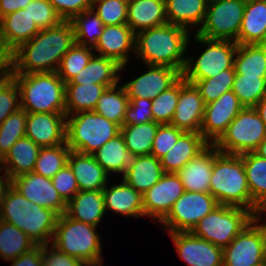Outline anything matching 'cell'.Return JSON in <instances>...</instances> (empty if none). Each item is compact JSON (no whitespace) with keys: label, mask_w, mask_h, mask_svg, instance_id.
Wrapping results in <instances>:
<instances>
[{"label":"cell","mask_w":266,"mask_h":266,"mask_svg":"<svg viewBox=\"0 0 266 266\" xmlns=\"http://www.w3.org/2000/svg\"><path fill=\"white\" fill-rule=\"evenodd\" d=\"M75 43L70 20H63L52 28L41 29L31 40L13 51L10 74L57 72L62 57Z\"/></svg>","instance_id":"obj_1"},{"label":"cell","mask_w":266,"mask_h":266,"mask_svg":"<svg viewBox=\"0 0 266 266\" xmlns=\"http://www.w3.org/2000/svg\"><path fill=\"white\" fill-rule=\"evenodd\" d=\"M189 41V30L166 23L136 33L135 54L146 65L168 66L183 73Z\"/></svg>","instance_id":"obj_2"},{"label":"cell","mask_w":266,"mask_h":266,"mask_svg":"<svg viewBox=\"0 0 266 266\" xmlns=\"http://www.w3.org/2000/svg\"><path fill=\"white\" fill-rule=\"evenodd\" d=\"M59 214L23 197L12 186L0 206V220L23 231L36 245H47L53 239Z\"/></svg>","instance_id":"obj_3"},{"label":"cell","mask_w":266,"mask_h":266,"mask_svg":"<svg viewBox=\"0 0 266 266\" xmlns=\"http://www.w3.org/2000/svg\"><path fill=\"white\" fill-rule=\"evenodd\" d=\"M20 92V108L27 113L65 115V85L57 72L10 74Z\"/></svg>","instance_id":"obj_4"},{"label":"cell","mask_w":266,"mask_h":266,"mask_svg":"<svg viewBox=\"0 0 266 266\" xmlns=\"http://www.w3.org/2000/svg\"><path fill=\"white\" fill-rule=\"evenodd\" d=\"M209 193L218 204L252 212V199L240 155L220 152L214 159Z\"/></svg>","instance_id":"obj_5"},{"label":"cell","mask_w":266,"mask_h":266,"mask_svg":"<svg viewBox=\"0 0 266 266\" xmlns=\"http://www.w3.org/2000/svg\"><path fill=\"white\" fill-rule=\"evenodd\" d=\"M120 126L94 111L66 116V143L71 151L93 154L120 133Z\"/></svg>","instance_id":"obj_6"},{"label":"cell","mask_w":266,"mask_h":266,"mask_svg":"<svg viewBox=\"0 0 266 266\" xmlns=\"http://www.w3.org/2000/svg\"><path fill=\"white\" fill-rule=\"evenodd\" d=\"M97 227L76 221L65 213L59 215L52 245L78 260L90 262L102 258L101 238Z\"/></svg>","instance_id":"obj_7"},{"label":"cell","mask_w":266,"mask_h":266,"mask_svg":"<svg viewBox=\"0 0 266 266\" xmlns=\"http://www.w3.org/2000/svg\"><path fill=\"white\" fill-rule=\"evenodd\" d=\"M255 217L248 209L219 204L202 218L191 232L223 249Z\"/></svg>","instance_id":"obj_8"},{"label":"cell","mask_w":266,"mask_h":266,"mask_svg":"<svg viewBox=\"0 0 266 266\" xmlns=\"http://www.w3.org/2000/svg\"><path fill=\"white\" fill-rule=\"evenodd\" d=\"M266 137V126L254 107H244L213 144L220 152L240 155L254 152Z\"/></svg>","instance_id":"obj_9"},{"label":"cell","mask_w":266,"mask_h":266,"mask_svg":"<svg viewBox=\"0 0 266 266\" xmlns=\"http://www.w3.org/2000/svg\"><path fill=\"white\" fill-rule=\"evenodd\" d=\"M196 43L207 46L195 60L187 57L182 73L185 80H203L218 75L221 71L234 68L237 43L229 40H213L194 33ZM194 61V62H193Z\"/></svg>","instance_id":"obj_10"},{"label":"cell","mask_w":266,"mask_h":266,"mask_svg":"<svg viewBox=\"0 0 266 266\" xmlns=\"http://www.w3.org/2000/svg\"><path fill=\"white\" fill-rule=\"evenodd\" d=\"M255 217L225 248L223 266H266V222Z\"/></svg>","instance_id":"obj_11"},{"label":"cell","mask_w":266,"mask_h":266,"mask_svg":"<svg viewBox=\"0 0 266 266\" xmlns=\"http://www.w3.org/2000/svg\"><path fill=\"white\" fill-rule=\"evenodd\" d=\"M245 3V0H209L204 22L195 33L207 39L236 42Z\"/></svg>","instance_id":"obj_12"},{"label":"cell","mask_w":266,"mask_h":266,"mask_svg":"<svg viewBox=\"0 0 266 266\" xmlns=\"http://www.w3.org/2000/svg\"><path fill=\"white\" fill-rule=\"evenodd\" d=\"M209 192L185 191L160 222L168 233L191 232L196 224L218 206Z\"/></svg>","instance_id":"obj_13"},{"label":"cell","mask_w":266,"mask_h":266,"mask_svg":"<svg viewBox=\"0 0 266 266\" xmlns=\"http://www.w3.org/2000/svg\"><path fill=\"white\" fill-rule=\"evenodd\" d=\"M243 108L233 91L223 93L217 100L205 104L200 129L203 138L209 144H214Z\"/></svg>","instance_id":"obj_14"},{"label":"cell","mask_w":266,"mask_h":266,"mask_svg":"<svg viewBox=\"0 0 266 266\" xmlns=\"http://www.w3.org/2000/svg\"><path fill=\"white\" fill-rule=\"evenodd\" d=\"M184 192L177 173H164L156 184L142 194L144 216L161 222Z\"/></svg>","instance_id":"obj_15"},{"label":"cell","mask_w":266,"mask_h":266,"mask_svg":"<svg viewBox=\"0 0 266 266\" xmlns=\"http://www.w3.org/2000/svg\"><path fill=\"white\" fill-rule=\"evenodd\" d=\"M11 186L27 200L43 208L52 209L59 215L66 211V202L49 178L35 172L26 173L11 179Z\"/></svg>","instance_id":"obj_16"},{"label":"cell","mask_w":266,"mask_h":266,"mask_svg":"<svg viewBox=\"0 0 266 266\" xmlns=\"http://www.w3.org/2000/svg\"><path fill=\"white\" fill-rule=\"evenodd\" d=\"M177 255L187 266H223V249L192 232L169 233Z\"/></svg>","instance_id":"obj_17"},{"label":"cell","mask_w":266,"mask_h":266,"mask_svg":"<svg viewBox=\"0 0 266 266\" xmlns=\"http://www.w3.org/2000/svg\"><path fill=\"white\" fill-rule=\"evenodd\" d=\"M146 66L148 70L144 74L123 84L128 98L153 100L182 77L179 70L168 66Z\"/></svg>","instance_id":"obj_18"},{"label":"cell","mask_w":266,"mask_h":266,"mask_svg":"<svg viewBox=\"0 0 266 266\" xmlns=\"http://www.w3.org/2000/svg\"><path fill=\"white\" fill-rule=\"evenodd\" d=\"M26 137L40 148L66 143V115L62 113H27Z\"/></svg>","instance_id":"obj_19"},{"label":"cell","mask_w":266,"mask_h":266,"mask_svg":"<svg viewBox=\"0 0 266 266\" xmlns=\"http://www.w3.org/2000/svg\"><path fill=\"white\" fill-rule=\"evenodd\" d=\"M205 103L194 84L180 78V92L171 125L185 132L200 133Z\"/></svg>","instance_id":"obj_20"},{"label":"cell","mask_w":266,"mask_h":266,"mask_svg":"<svg viewBox=\"0 0 266 266\" xmlns=\"http://www.w3.org/2000/svg\"><path fill=\"white\" fill-rule=\"evenodd\" d=\"M93 50L98 56L117 61L124 70L130 53L135 54V33L127 24L104 26Z\"/></svg>","instance_id":"obj_21"},{"label":"cell","mask_w":266,"mask_h":266,"mask_svg":"<svg viewBox=\"0 0 266 266\" xmlns=\"http://www.w3.org/2000/svg\"><path fill=\"white\" fill-rule=\"evenodd\" d=\"M219 153L213 144H209L177 172L185 191L209 192L213 162Z\"/></svg>","instance_id":"obj_22"},{"label":"cell","mask_w":266,"mask_h":266,"mask_svg":"<svg viewBox=\"0 0 266 266\" xmlns=\"http://www.w3.org/2000/svg\"><path fill=\"white\" fill-rule=\"evenodd\" d=\"M104 207L115 214H122L127 217H144L142 194L131 187L125 180L119 184L108 186L102 190ZM109 209V210H108Z\"/></svg>","instance_id":"obj_23"},{"label":"cell","mask_w":266,"mask_h":266,"mask_svg":"<svg viewBox=\"0 0 266 266\" xmlns=\"http://www.w3.org/2000/svg\"><path fill=\"white\" fill-rule=\"evenodd\" d=\"M79 191L103 190L108 184V173L96 161L93 154L71 151L68 157Z\"/></svg>","instance_id":"obj_24"},{"label":"cell","mask_w":266,"mask_h":266,"mask_svg":"<svg viewBox=\"0 0 266 266\" xmlns=\"http://www.w3.org/2000/svg\"><path fill=\"white\" fill-rule=\"evenodd\" d=\"M208 145L201 133L184 132L175 145L160 158L164 173H177Z\"/></svg>","instance_id":"obj_25"},{"label":"cell","mask_w":266,"mask_h":266,"mask_svg":"<svg viewBox=\"0 0 266 266\" xmlns=\"http://www.w3.org/2000/svg\"><path fill=\"white\" fill-rule=\"evenodd\" d=\"M65 214L76 221L97 227L105 214L102 190L79 191L66 203Z\"/></svg>","instance_id":"obj_26"},{"label":"cell","mask_w":266,"mask_h":266,"mask_svg":"<svg viewBox=\"0 0 266 266\" xmlns=\"http://www.w3.org/2000/svg\"><path fill=\"white\" fill-rule=\"evenodd\" d=\"M166 23L165 0H133L128 4L127 25L135 34Z\"/></svg>","instance_id":"obj_27"},{"label":"cell","mask_w":266,"mask_h":266,"mask_svg":"<svg viewBox=\"0 0 266 266\" xmlns=\"http://www.w3.org/2000/svg\"><path fill=\"white\" fill-rule=\"evenodd\" d=\"M252 199V213L258 217L266 206V159L255 152L240 154Z\"/></svg>","instance_id":"obj_28"},{"label":"cell","mask_w":266,"mask_h":266,"mask_svg":"<svg viewBox=\"0 0 266 266\" xmlns=\"http://www.w3.org/2000/svg\"><path fill=\"white\" fill-rule=\"evenodd\" d=\"M122 66L115 60L94 54L88 64L66 84H100L111 87L119 83Z\"/></svg>","instance_id":"obj_29"},{"label":"cell","mask_w":266,"mask_h":266,"mask_svg":"<svg viewBox=\"0 0 266 266\" xmlns=\"http://www.w3.org/2000/svg\"><path fill=\"white\" fill-rule=\"evenodd\" d=\"M163 174L160 159L151 154L135 156L128 165L123 180L136 191L144 194L160 180Z\"/></svg>","instance_id":"obj_30"},{"label":"cell","mask_w":266,"mask_h":266,"mask_svg":"<svg viewBox=\"0 0 266 266\" xmlns=\"http://www.w3.org/2000/svg\"><path fill=\"white\" fill-rule=\"evenodd\" d=\"M237 44H266V0L246 1Z\"/></svg>","instance_id":"obj_31"},{"label":"cell","mask_w":266,"mask_h":266,"mask_svg":"<svg viewBox=\"0 0 266 266\" xmlns=\"http://www.w3.org/2000/svg\"><path fill=\"white\" fill-rule=\"evenodd\" d=\"M209 0H165L168 23L199 30L204 22ZM191 25V26H190Z\"/></svg>","instance_id":"obj_32"},{"label":"cell","mask_w":266,"mask_h":266,"mask_svg":"<svg viewBox=\"0 0 266 266\" xmlns=\"http://www.w3.org/2000/svg\"><path fill=\"white\" fill-rule=\"evenodd\" d=\"M41 148L30 138L18 139L3 158V169L11 179L34 171Z\"/></svg>","instance_id":"obj_33"},{"label":"cell","mask_w":266,"mask_h":266,"mask_svg":"<svg viewBox=\"0 0 266 266\" xmlns=\"http://www.w3.org/2000/svg\"><path fill=\"white\" fill-rule=\"evenodd\" d=\"M0 25L5 42L12 51L31 40L40 31L27 9H20L2 17Z\"/></svg>","instance_id":"obj_34"},{"label":"cell","mask_w":266,"mask_h":266,"mask_svg":"<svg viewBox=\"0 0 266 266\" xmlns=\"http://www.w3.org/2000/svg\"><path fill=\"white\" fill-rule=\"evenodd\" d=\"M93 156L108 174L111 172V175L113 172L124 175L134 157L127 149L121 133L95 151Z\"/></svg>","instance_id":"obj_35"},{"label":"cell","mask_w":266,"mask_h":266,"mask_svg":"<svg viewBox=\"0 0 266 266\" xmlns=\"http://www.w3.org/2000/svg\"><path fill=\"white\" fill-rule=\"evenodd\" d=\"M107 87L100 84H66L65 115L94 111L97 102Z\"/></svg>","instance_id":"obj_36"},{"label":"cell","mask_w":266,"mask_h":266,"mask_svg":"<svg viewBox=\"0 0 266 266\" xmlns=\"http://www.w3.org/2000/svg\"><path fill=\"white\" fill-rule=\"evenodd\" d=\"M234 68L239 75L266 77V44H238Z\"/></svg>","instance_id":"obj_37"},{"label":"cell","mask_w":266,"mask_h":266,"mask_svg":"<svg viewBox=\"0 0 266 266\" xmlns=\"http://www.w3.org/2000/svg\"><path fill=\"white\" fill-rule=\"evenodd\" d=\"M118 85L107 87L103 91L94 112L122 127L125 110L129 106L130 99L127 96L124 86L117 87Z\"/></svg>","instance_id":"obj_38"},{"label":"cell","mask_w":266,"mask_h":266,"mask_svg":"<svg viewBox=\"0 0 266 266\" xmlns=\"http://www.w3.org/2000/svg\"><path fill=\"white\" fill-rule=\"evenodd\" d=\"M159 123L154 121L135 125H123L120 133L127 149L135 156L150 155Z\"/></svg>","instance_id":"obj_39"},{"label":"cell","mask_w":266,"mask_h":266,"mask_svg":"<svg viewBox=\"0 0 266 266\" xmlns=\"http://www.w3.org/2000/svg\"><path fill=\"white\" fill-rule=\"evenodd\" d=\"M36 244L19 228L0 220V258L11 261L30 251Z\"/></svg>","instance_id":"obj_40"},{"label":"cell","mask_w":266,"mask_h":266,"mask_svg":"<svg viewBox=\"0 0 266 266\" xmlns=\"http://www.w3.org/2000/svg\"><path fill=\"white\" fill-rule=\"evenodd\" d=\"M70 21L73 25L76 44L93 48L104 30L102 20L93 9L75 15Z\"/></svg>","instance_id":"obj_41"},{"label":"cell","mask_w":266,"mask_h":266,"mask_svg":"<svg viewBox=\"0 0 266 266\" xmlns=\"http://www.w3.org/2000/svg\"><path fill=\"white\" fill-rule=\"evenodd\" d=\"M235 75V68H230L212 78L185 81L194 84L204 103L208 104L217 100L223 93L232 91Z\"/></svg>","instance_id":"obj_42"},{"label":"cell","mask_w":266,"mask_h":266,"mask_svg":"<svg viewBox=\"0 0 266 266\" xmlns=\"http://www.w3.org/2000/svg\"><path fill=\"white\" fill-rule=\"evenodd\" d=\"M70 152L71 149L67 143L41 148L33 172L51 179L60 169L68 164Z\"/></svg>","instance_id":"obj_43"},{"label":"cell","mask_w":266,"mask_h":266,"mask_svg":"<svg viewBox=\"0 0 266 266\" xmlns=\"http://www.w3.org/2000/svg\"><path fill=\"white\" fill-rule=\"evenodd\" d=\"M232 91L244 107H255L266 94V77L236 74Z\"/></svg>","instance_id":"obj_44"},{"label":"cell","mask_w":266,"mask_h":266,"mask_svg":"<svg viewBox=\"0 0 266 266\" xmlns=\"http://www.w3.org/2000/svg\"><path fill=\"white\" fill-rule=\"evenodd\" d=\"M27 112L19 108L0 125V155L4 158L12 145L26 135Z\"/></svg>","instance_id":"obj_45"},{"label":"cell","mask_w":266,"mask_h":266,"mask_svg":"<svg viewBox=\"0 0 266 266\" xmlns=\"http://www.w3.org/2000/svg\"><path fill=\"white\" fill-rule=\"evenodd\" d=\"M94 54L92 47L75 43L62 57L57 74L65 83L69 82L88 64Z\"/></svg>","instance_id":"obj_46"},{"label":"cell","mask_w":266,"mask_h":266,"mask_svg":"<svg viewBox=\"0 0 266 266\" xmlns=\"http://www.w3.org/2000/svg\"><path fill=\"white\" fill-rule=\"evenodd\" d=\"M179 92L180 79L152 100L151 110L154 122L159 124L171 123L178 104Z\"/></svg>","instance_id":"obj_47"},{"label":"cell","mask_w":266,"mask_h":266,"mask_svg":"<svg viewBox=\"0 0 266 266\" xmlns=\"http://www.w3.org/2000/svg\"><path fill=\"white\" fill-rule=\"evenodd\" d=\"M92 9L104 26L127 24L128 4L123 1L93 0Z\"/></svg>","instance_id":"obj_48"},{"label":"cell","mask_w":266,"mask_h":266,"mask_svg":"<svg viewBox=\"0 0 266 266\" xmlns=\"http://www.w3.org/2000/svg\"><path fill=\"white\" fill-rule=\"evenodd\" d=\"M20 108V92L15 79L10 75L0 76V125Z\"/></svg>","instance_id":"obj_49"},{"label":"cell","mask_w":266,"mask_h":266,"mask_svg":"<svg viewBox=\"0 0 266 266\" xmlns=\"http://www.w3.org/2000/svg\"><path fill=\"white\" fill-rule=\"evenodd\" d=\"M25 9L40 30L55 27L63 21L49 0H32Z\"/></svg>","instance_id":"obj_50"},{"label":"cell","mask_w":266,"mask_h":266,"mask_svg":"<svg viewBox=\"0 0 266 266\" xmlns=\"http://www.w3.org/2000/svg\"><path fill=\"white\" fill-rule=\"evenodd\" d=\"M184 132L171 124H159L153 141L151 155L157 159L162 158L175 145Z\"/></svg>","instance_id":"obj_51"},{"label":"cell","mask_w":266,"mask_h":266,"mask_svg":"<svg viewBox=\"0 0 266 266\" xmlns=\"http://www.w3.org/2000/svg\"><path fill=\"white\" fill-rule=\"evenodd\" d=\"M129 106L125 110L123 125H135L153 121L152 100L129 98Z\"/></svg>","instance_id":"obj_52"},{"label":"cell","mask_w":266,"mask_h":266,"mask_svg":"<svg viewBox=\"0 0 266 266\" xmlns=\"http://www.w3.org/2000/svg\"><path fill=\"white\" fill-rule=\"evenodd\" d=\"M51 181L53 186L58 191V194L66 203L79 192V187L75 175L69 164L60 169L51 178Z\"/></svg>","instance_id":"obj_53"},{"label":"cell","mask_w":266,"mask_h":266,"mask_svg":"<svg viewBox=\"0 0 266 266\" xmlns=\"http://www.w3.org/2000/svg\"><path fill=\"white\" fill-rule=\"evenodd\" d=\"M42 266H86V262L59 251L52 244H47L42 245Z\"/></svg>","instance_id":"obj_54"},{"label":"cell","mask_w":266,"mask_h":266,"mask_svg":"<svg viewBox=\"0 0 266 266\" xmlns=\"http://www.w3.org/2000/svg\"><path fill=\"white\" fill-rule=\"evenodd\" d=\"M63 20H71L75 15L92 8L93 0H49Z\"/></svg>","instance_id":"obj_55"},{"label":"cell","mask_w":266,"mask_h":266,"mask_svg":"<svg viewBox=\"0 0 266 266\" xmlns=\"http://www.w3.org/2000/svg\"><path fill=\"white\" fill-rule=\"evenodd\" d=\"M9 262H12L11 266H42V245H36Z\"/></svg>","instance_id":"obj_56"},{"label":"cell","mask_w":266,"mask_h":266,"mask_svg":"<svg viewBox=\"0 0 266 266\" xmlns=\"http://www.w3.org/2000/svg\"><path fill=\"white\" fill-rule=\"evenodd\" d=\"M13 67V51L7 46L0 25V76L10 74Z\"/></svg>","instance_id":"obj_57"},{"label":"cell","mask_w":266,"mask_h":266,"mask_svg":"<svg viewBox=\"0 0 266 266\" xmlns=\"http://www.w3.org/2000/svg\"><path fill=\"white\" fill-rule=\"evenodd\" d=\"M32 0H0V19L20 9H25Z\"/></svg>","instance_id":"obj_58"},{"label":"cell","mask_w":266,"mask_h":266,"mask_svg":"<svg viewBox=\"0 0 266 266\" xmlns=\"http://www.w3.org/2000/svg\"><path fill=\"white\" fill-rule=\"evenodd\" d=\"M10 187H11V178L6 173L1 174L0 175V206Z\"/></svg>","instance_id":"obj_59"},{"label":"cell","mask_w":266,"mask_h":266,"mask_svg":"<svg viewBox=\"0 0 266 266\" xmlns=\"http://www.w3.org/2000/svg\"><path fill=\"white\" fill-rule=\"evenodd\" d=\"M261 117V120L266 126V94L259 100V102L254 107Z\"/></svg>","instance_id":"obj_60"},{"label":"cell","mask_w":266,"mask_h":266,"mask_svg":"<svg viewBox=\"0 0 266 266\" xmlns=\"http://www.w3.org/2000/svg\"><path fill=\"white\" fill-rule=\"evenodd\" d=\"M254 152L260 157L266 159V137L263 139V141L259 144L258 148Z\"/></svg>","instance_id":"obj_61"},{"label":"cell","mask_w":266,"mask_h":266,"mask_svg":"<svg viewBox=\"0 0 266 266\" xmlns=\"http://www.w3.org/2000/svg\"><path fill=\"white\" fill-rule=\"evenodd\" d=\"M101 259L102 258L97 259V260H92L90 262H86V266H103L102 265L103 261Z\"/></svg>","instance_id":"obj_62"},{"label":"cell","mask_w":266,"mask_h":266,"mask_svg":"<svg viewBox=\"0 0 266 266\" xmlns=\"http://www.w3.org/2000/svg\"><path fill=\"white\" fill-rule=\"evenodd\" d=\"M2 164H3V157L0 155V171H4Z\"/></svg>","instance_id":"obj_63"},{"label":"cell","mask_w":266,"mask_h":266,"mask_svg":"<svg viewBox=\"0 0 266 266\" xmlns=\"http://www.w3.org/2000/svg\"><path fill=\"white\" fill-rule=\"evenodd\" d=\"M262 213H266V206H265V208L261 211V215H260V217L262 218ZM266 222V221H265Z\"/></svg>","instance_id":"obj_64"},{"label":"cell","mask_w":266,"mask_h":266,"mask_svg":"<svg viewBox=\"0 0 266 266\" xmlns=\"http://www.w3.org/2000/svg\"><path fill=\"white\" fill-rule=\"evenodd\" d=\"M120 1H123V2H125V3H127V4H129V3L132 2L133 0H120Z\"/></svg>","instance_id":"obj_65"}]
</instances>
